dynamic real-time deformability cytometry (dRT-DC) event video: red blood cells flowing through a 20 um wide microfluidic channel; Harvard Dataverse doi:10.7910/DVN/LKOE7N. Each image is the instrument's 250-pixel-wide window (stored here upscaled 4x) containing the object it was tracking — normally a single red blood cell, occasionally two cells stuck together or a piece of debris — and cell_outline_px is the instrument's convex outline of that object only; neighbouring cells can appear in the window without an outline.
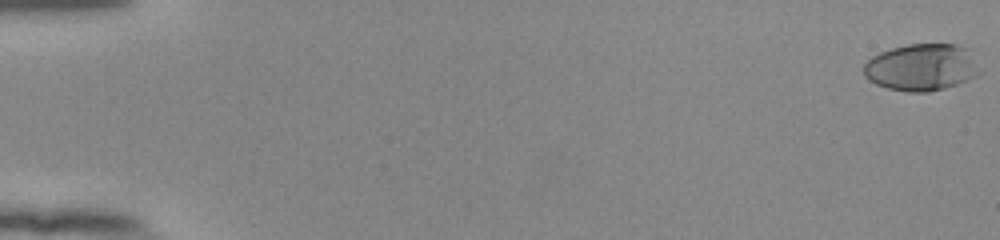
{"species": "human", "species_latin": "Homo sapiens", "temperature_condition": "room temperature", "stored_images_in_passage": 55, "camera_frame_rate_fps": 3000, "um_per_image_px": 0.085, "donor": {"sex": "female"}, "frame": {"image": 1, "passage_image": 1, "time_ms": 0.0, "image_size_px": [1000, 240], "cell_outline_px": [[980, 72], [956, 84], [944, 88], [928, 92], [908, 92], [888, 88], [876, 84], [868, 80], [864, 76], [864, 64], [872, 56], [880, 52], [892, 48], [908, 44], [956, 44], [964, 48]], "centroid_in_image_um": [78.23, 5.72], "position_along_channel_um": 6.8, "area_um2": 31.04}}
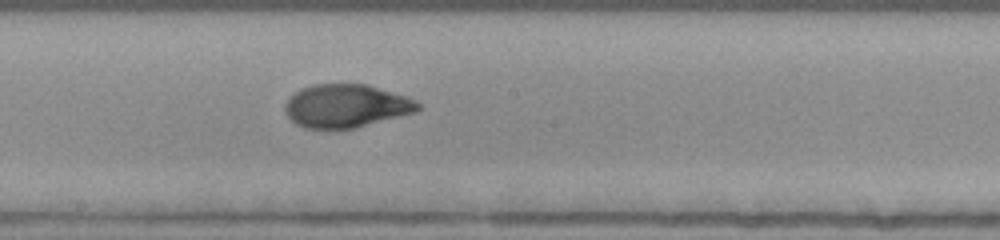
{"frame": {"image": 2, "passage_image": 32, "time_ms": 10.333, "image_size_px": [1000, 240], "cell_outline_px": [[424, 108], [416, 112], [356, 128], [304, 128], [296, 124], [288, 116], [284, 108], [288, 100], [300, 88], [312, 84], [368, 84], [408, 96], [416, 100]], "centroid_in_image_um": [29.48, 8.99], "position_along_channel_um": 218.7, "area_um2": 33.64}}
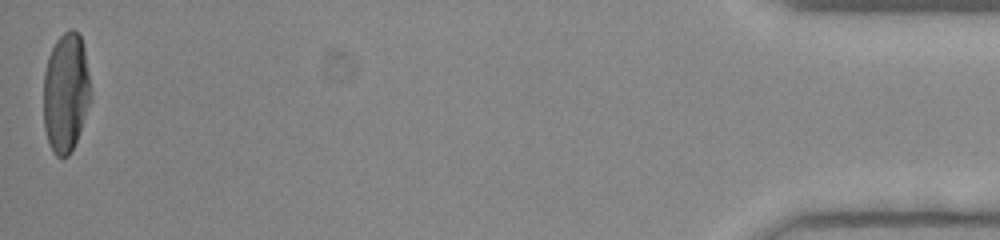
{"frame": {"image": 3, "passage_image": 55, "time_ms": 18.0, "image_size_px": [1000, 240], "cell_outline_px": [[92, 100], [76, 140], [68, 156], [56, 156], [52, 152], [44, 128], [44, 72], [48, 56], [56, 40], [64, 32], [72, 28], [80, 36], [84, 48], [92, 96]], "centroid_in_image_um": [5.6, 7.87], "position_along_channel_um": 429.6, "area_um2": 32.83}, "authors_computed_cell_mechanics": {"area_um2": 33.1772, "velocity_mm_per_s": 3.886, "shape_relaxation_time_tau1_ms": 5.8674, "shape_relaxation_time_tau2_ms": 0.9812, "deformation_change_tau1": 0.2558, "deformation_change_tau2": 0.0551}}